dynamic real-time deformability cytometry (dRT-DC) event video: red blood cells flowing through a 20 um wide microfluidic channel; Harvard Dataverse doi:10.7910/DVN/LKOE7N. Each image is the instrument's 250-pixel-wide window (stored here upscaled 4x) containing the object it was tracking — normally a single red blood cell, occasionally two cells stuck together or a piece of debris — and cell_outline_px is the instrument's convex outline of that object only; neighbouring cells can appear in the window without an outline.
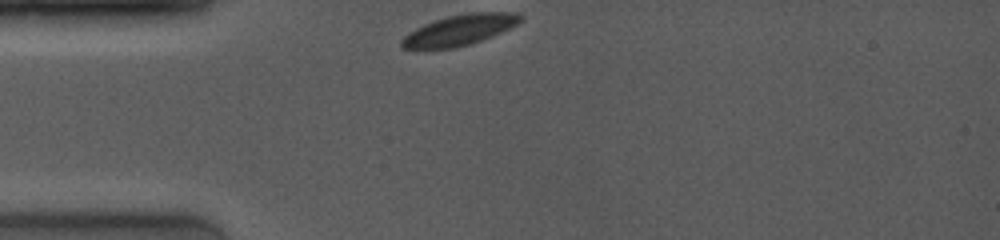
{"species": "common noctule bat (a hibernating species)", "species_latin": "Nyctalus noctula", "temperature_condition": "room temperature", "stored_images_in_passage": 29, "camera_frame_rate_fps": 4000, "um_per_image_px": 0.085, "animal": {"sex": "female", "body_mass_g": 19.0, "forearm_length_mm": 53.3}, "frame": {"image": 1, "passage_image": 1, "time_ms": 0.0, "image_size_px": [1000, 240], "cell_outline_px": [[524, 20], [492, 36], [456, 48], [404, 48], [400, 44], [400, 40], [408, 32], [424, 24], [448, 16], [476, 12], [516, 12], [524, 16]], "centroid_in_image_um": [39.08, 2.54], "position_along_channel_um": 45.9, "area_um2": 20.87}}